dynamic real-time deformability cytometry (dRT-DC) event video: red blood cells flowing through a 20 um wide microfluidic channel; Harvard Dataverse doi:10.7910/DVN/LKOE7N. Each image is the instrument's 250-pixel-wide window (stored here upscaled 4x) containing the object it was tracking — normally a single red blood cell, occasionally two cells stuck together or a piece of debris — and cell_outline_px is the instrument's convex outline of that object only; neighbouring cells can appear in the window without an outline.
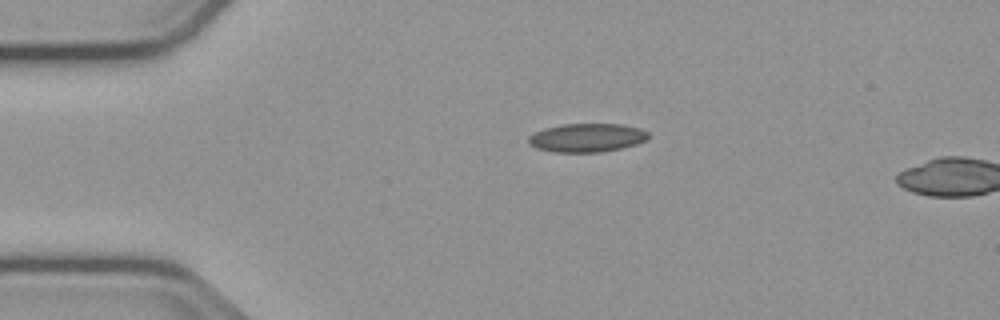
{"species": "common noctule bat (a hibernating species)", "species_latin": "Nyctalus noctula", "temperature_condition": "cold", "stored_images_in_passage": 3, "camera_frame_rate_fps": 3000, "um_per_image_px": 0.085, "animal": {"sex": "male", "body_mass_g": 23.1, "forearm_length_mm": 52.7}, "frame": {"image": 1, "passage_image": 1, "time_ms": 0.0, "image_size_px": [1000, 320], "cell_outline_px": [[648, 140], [636, 144], [620, 148], [600, 152], [552, 152], [536, 148], [528, 144], [528, 136], [544, 128], [560, 124], [620, 124], [640, 128], [648, 132]], "centroid_in_image_um": [49.87, 11.7], "position_along_channel_um": 35.1, "area_um2": 20.06}}